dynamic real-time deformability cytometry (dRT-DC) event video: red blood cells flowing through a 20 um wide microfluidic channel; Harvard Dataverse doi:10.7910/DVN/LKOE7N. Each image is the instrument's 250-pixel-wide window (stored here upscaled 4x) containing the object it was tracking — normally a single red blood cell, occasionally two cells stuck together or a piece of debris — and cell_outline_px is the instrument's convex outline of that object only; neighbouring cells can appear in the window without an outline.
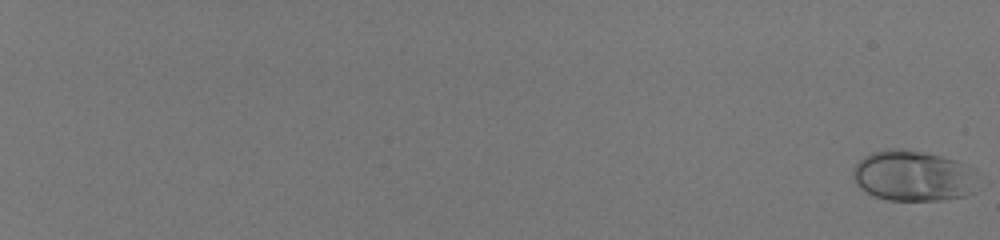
{"species": "human", "species_latin": "Homo sapiens", "temperature_condition": "room temperature", "stored_images_in_passage": 59, "camera_frame_rate_fps": 3000, "um_per_image_px": 0.085, "donor": {"sex": "male"}, "frame": {"image": 1, "passage_image": 1, "time_ms": 0.0, "image_size_px": [1000, 240], "cell_outline_px": [[972, 192], [964, 196], [940, 200], [888, 200], [876, 196], [860, 188], [856, 184], [852, 176], [852, 172], [856, 164], [864, 156], [872, 152], [888, 148], [900, 148], [924, 152], [940, 156], [952, 160], [968, 168]], "centroid_in_image_um": [77.45, 14.94], "position_along_channel_um": 7.5, "area_um2": 35.78}}
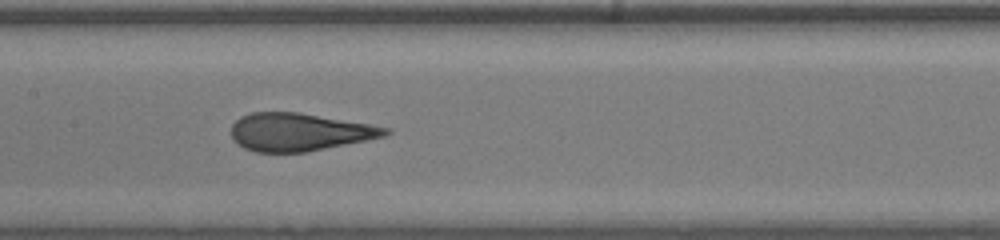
{"frame": {"image": 2, "passage_image": 37, "time_ms": 12.0, "image_size_px": [1000, 240], "cell_outline_px": [[392, 132], [384, 136], [308, 152], [256, 152], [244, 148], [232, 140], [232, 124], [240, 116], [252, 112], [300, 112], [392, 128]], "centroid_in_image_um": [25.43, 11.22], "position_along_channel_um": 182.0, "area_um2": 33.99}}
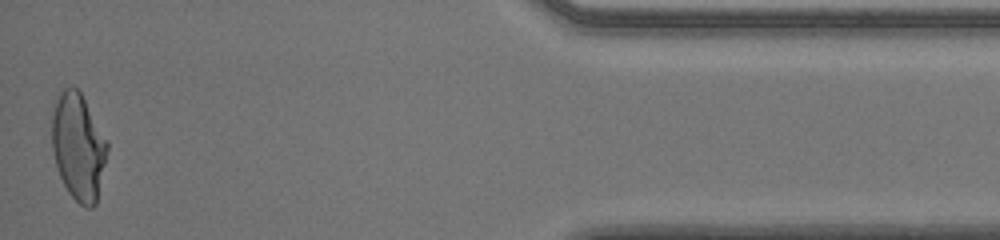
{"frame": {"image": 3, "passage_image": 59, "time_ms": 19.333, "image_size_px": [1000, 240], "cell_outline_px": [[108, 148], [96, 204], [92, 208], [84, 208], [68, 192], [60, 176], [52, 152], [52, 116], [56, 100], [60, 92], [64, 88], [76, 88], [80, 92], [108, 140]], "centroid_in_image_um": [6.66, 12.49], "position_along_channel_um": 428.5, "area_um2": 34.28}, "authors_computed_cell_mechanics": {"area_um2": 34.8534, "velocity_mm_per_s": 4.0389, "shape_relaxation_time_tau1_ms": 8.6215, "shape_relaxation_time_tau2_ms": null, "deformation_change_tau1": 0.2994, "deformation_change_tau2": null}}